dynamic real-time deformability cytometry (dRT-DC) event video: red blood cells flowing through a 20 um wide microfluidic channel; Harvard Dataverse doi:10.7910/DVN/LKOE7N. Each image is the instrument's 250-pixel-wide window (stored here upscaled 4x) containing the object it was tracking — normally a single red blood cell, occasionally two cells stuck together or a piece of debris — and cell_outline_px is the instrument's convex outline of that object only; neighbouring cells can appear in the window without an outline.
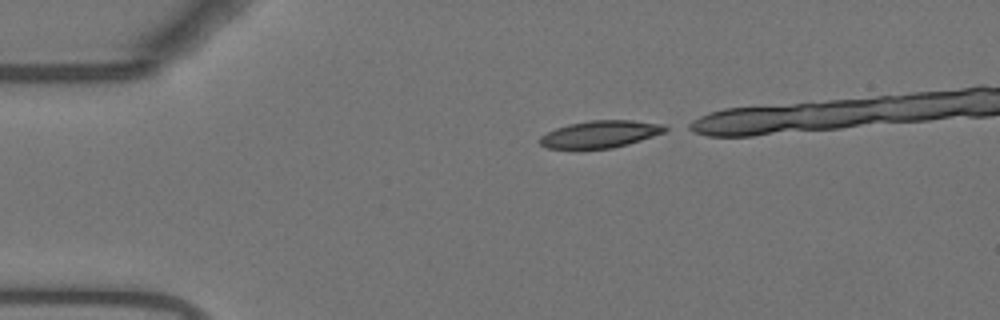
{"species": "Egyptian fruit bat (a non-hibernating species)", "species_latin": "Rousettus aegyptiacus", "temperature_condition": "warm", "stored_images_in_passage": 17, "camera_frame_rate_fps": 3000, "um_per_image_px": 0.085, "animal": {"sex": "female"}, "frame": {"image": 1, "passage_image": 1, "time_ms": 0.0, "image_size_px": [1000, 320], "cell_outline_px": [[672, 128], [664, 132], [628, 144], [612, 148], [548, 148], [540, 144], [540, 136], [556, 128], [568, 124], [592, 120], [632, 120], [664, 124]], "centroid_in_image_um": [51.07, 11.39], "position_along_channel_um": 33.9, "area_um2": 19.65}}
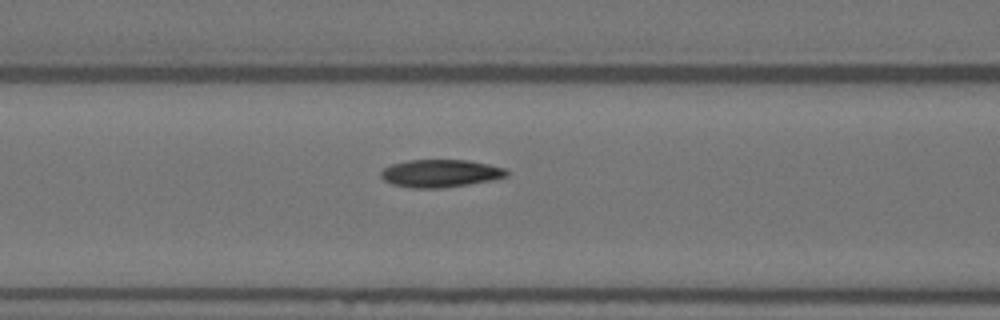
{"frame": {"image": 2, "passage_image": 12, "time_ms": 3.667, "image_size_px": [1000, 320], "cell_outline_px": [[508, 176], [492, 180], [444, 188], [412, 188], [392, 184], [384, 180], [380, 176], [380, 172], [384, 168], [392, 164], [408, 160], [468, 160], [488, 164], [504, 168], [508, 172]], "centroid_in_image_um": [37.42, 14.74], "position_along_channel_um": 129.2, "area_um2": 20.29}}
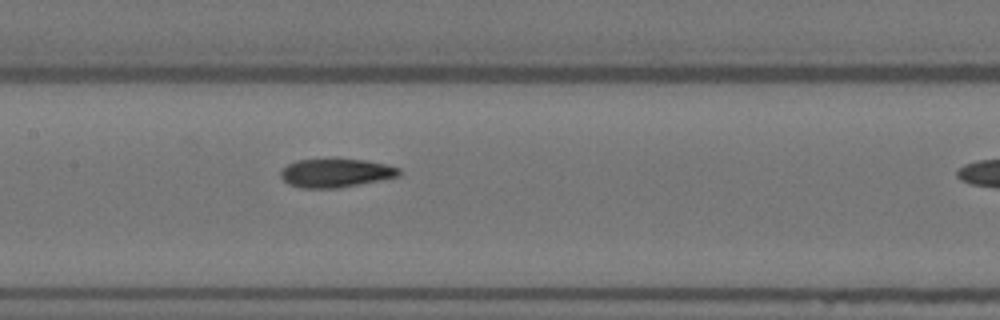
{"frame": {"image": 3, "passage_image": 16, "time_ms": 5.0, "image_size_px": [1000, 320], "cell_outline_px": [[400, 176], [340, 188], [300, 188], [288, 184], [280, 176], [280, 172], [288, 164], [296, 160], [364, 160], [384, 164], [400, 168]], "centroid_in_image_um": [28.53, 14.72], "position_along_channel_um": 178.9, "area_um2": 19.48}}